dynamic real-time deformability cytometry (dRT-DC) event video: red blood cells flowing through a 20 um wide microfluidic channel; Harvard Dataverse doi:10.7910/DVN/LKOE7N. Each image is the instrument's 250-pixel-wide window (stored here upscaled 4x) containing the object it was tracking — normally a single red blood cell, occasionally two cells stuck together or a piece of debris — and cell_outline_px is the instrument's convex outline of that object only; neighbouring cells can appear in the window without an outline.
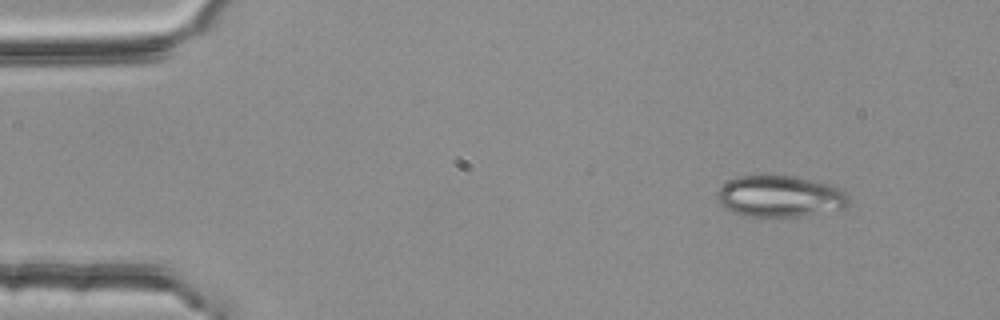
{"species": "common noctule bat (a hibernating species)", "species_latin": "Nyctalus noctula", "temperature_condition": "room temperature", "stored_images_in_passage": 49, "camera_frame_rate_fps": 3000, "um_per_image_px": 0.085, "animal": {"sex": "female", "body_mass_g": 25.1}, "frame": {"image": 1, "passage_image": 1, "time_ms": 0.0, "image_size_px": [1000, 320], "cell_outline_px": [[848, 204], [844, 208], [800, 216], [744, 216], [732, 212], [724, 208], [720, 204], [716, 196], [720, 188], [728, 180], [736, 176], [792, 176], [828, 184], [840, 188], [848, 196]], "centroid_in_image_um": [66.25, 16.69], "position_along_channel_um": 18.7, "area_um2": 31.44}}
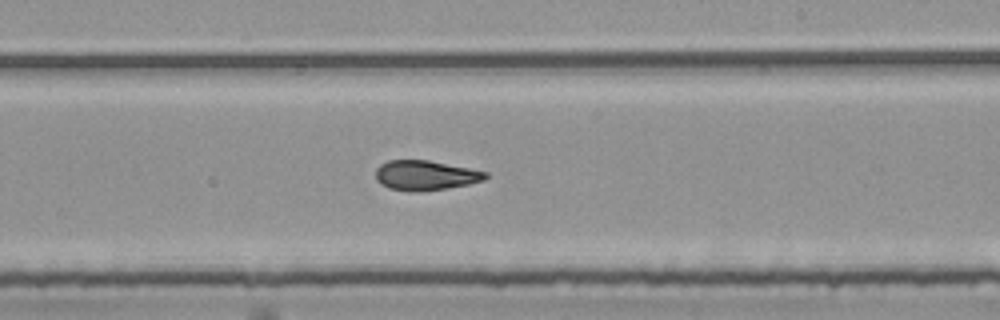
{"frame": {"image": 2, "passage_image": 27, "time_ms": 8.667, "image_size_px": [1000, 320], "cell_outline_px": [[488, 176], [484, 180], [468, 184], [444, 188], [388, 188], [380, 184], [376, 180], [376, 168], [380, 164], [388, 160], [428, 160], [488, 172]], "centroid_in_image_um": [36.16, 14.84], "position_along_channel_um": 252.8, "area_um2": 18.15}}
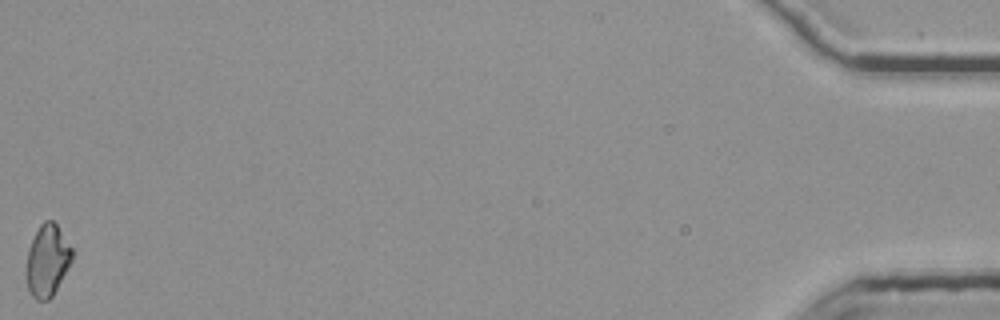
{"frame": {"image": 3, "passage_image": 49, "time_ms": 16.0, "image_size_px": [1000, 320], "cell_outline_px": [[72, 260], [68, 268], [52, 296], [48, 300], [36, 300], [32, 296], [28, 288], [24, 276], [24, 272], [28, 248], [40, 224], [44, 220], [52, 220], [56, 224], [72, 248]], "centroid_in_image_um": [3.98, 22.16], "position_along_channel_um": 431.2, "area_um2": 19.25}, "authors_computed_cell_mechanics": {"area_um2": 19.4786, "velocity_mm_per_s": 3.8111, "shape_relaxation_time_tau1_ms": null, "shape_relaxation_time_tau2_ms": 2.869, "deformation_change_tau1": null, "deformation_change_tau2": 0.0932}}